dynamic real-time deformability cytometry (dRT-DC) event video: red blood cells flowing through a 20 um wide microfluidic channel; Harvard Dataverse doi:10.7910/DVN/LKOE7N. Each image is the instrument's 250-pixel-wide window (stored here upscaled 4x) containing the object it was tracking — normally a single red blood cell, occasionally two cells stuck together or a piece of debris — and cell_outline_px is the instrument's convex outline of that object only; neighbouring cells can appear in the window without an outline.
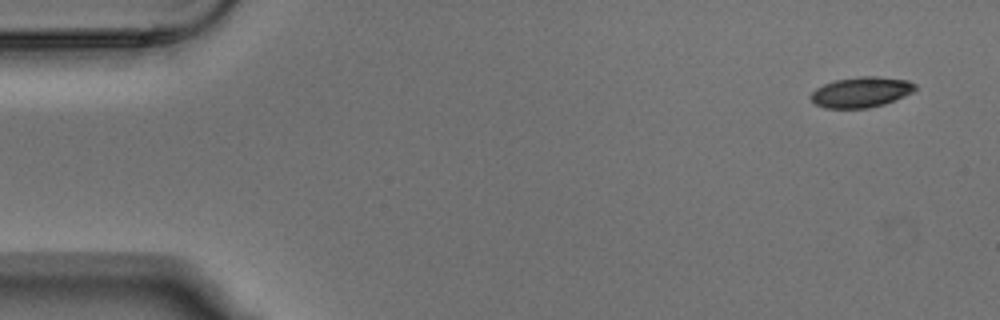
{"species": "Egyptian fruit bat (a non-hibernating species)", "species_latin": "Rousettus aegyptiacus", "temperature_condition": "warm", "stored_images_in_passage": 5, "camera_frame_rate_fps": 3000, "um_per_image_px": 0.085, "animal": {"sex": "male"}, "frame": {"image": 1, "passage_image": 1, "time_ms": 0.0, "image_size_px": [1000, 320], "cell_outline_px": [[916, 88], [912, 92], [904, 96], [884, 104], [868, 108], [824, 108], [816, 104], [812, 100], [812, 92], [816, 88], [824, 84], [836, 80], [860, 76], [876, 76], [908, 80], [916, 84]], "centroid_in_image_um": [73.21, 7.83], "position_along_channel_um": 11.8, "area_um2": 18.38}}
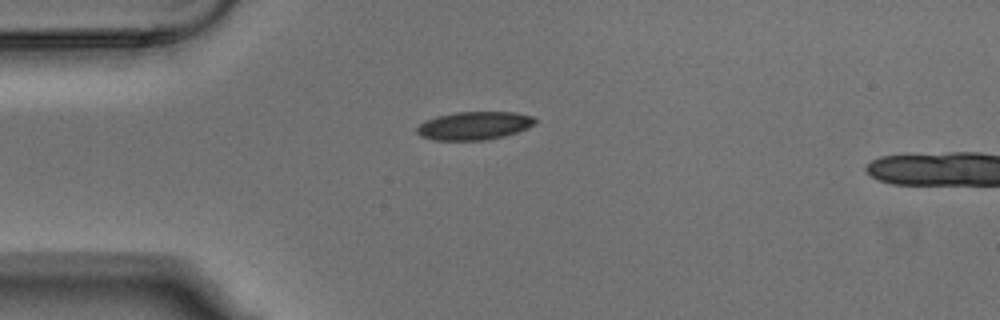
{"frame": {"image": 2, "passage_image": 4, "time_ms": 1.0, "image_size_px": [1000, 320], "cell_outline_px": [[536, 124], [528, 128], [504, 136], [484, 140], [432, 140], [420, 136], [416, 132], [416, 128], [424, 120], [436, 116], [456, 112], [516, 112], [532, 116], [536, 120]], "centroid_in_image_um": [40.29, 10.68], "position_along_channel_um": 44.7, "area_um2": 19.54}}